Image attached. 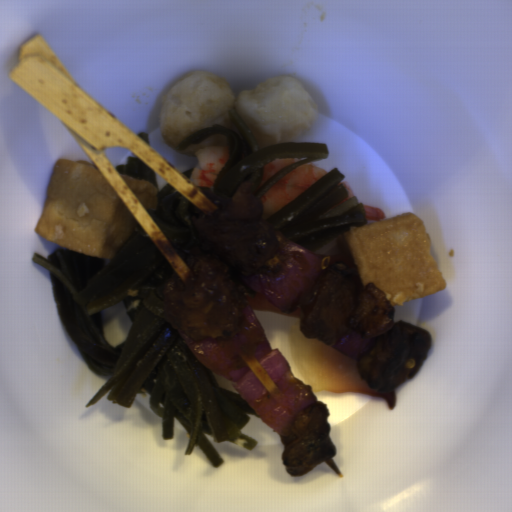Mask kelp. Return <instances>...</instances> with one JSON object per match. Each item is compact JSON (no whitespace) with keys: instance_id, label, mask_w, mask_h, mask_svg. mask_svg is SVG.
<instances>
[{"instance_id":"kelp-1","label":"kelp","mask_w":512,"mask_h":512,"mask_svg":"<svg viewBox=\"0 0 512 512\" xmlns=\"http://www.w3.org/2000/svg\"><path fill=\"white\" fill-rule=\"evenodd\" d=\"M31 262L48 271L59 316L87 367L109 376L86 407L107 393L126 408L137 394H150L163 441L173 440L176 418L190 435L185 455L198 445L216 468L224 459L205 435L248 451L258 444L242 430L249 415L260 416L239 393L219 387L214 371L167 323L165 293L178 275L140 225L112 259L57 246L47 258L32 253ZM120 302L133 325L114 347L102 336L100 311Z\"/></svg>"},{"instance_id":"kelp-5","label":"kelp","mask_w":512,"mask_h":512,"mask_svg":"<svg viewBox=\"0 0 512 512\" xmlns=\"http://www.w3.org/2000/svg\"><path fill=\"white\" fill-rule=\"evenodd\" d=\"M115 169L122 177L128 176L132 178L143 179L149 182L150 184L154 185L157 190L158 182L155 170L148 166L138 157H127L125 163L116 164Z\"/></svg>"},{"instance_id":"kelp-2","label":"kelp","mask_w":512,"mask_h":512,"mask_svg":"<svg viewBox=\"0 0 512 512\" xmlns=\"http://www.w3.org/2000/svg\"><path fill=\"white\" fill-rule=\"evenodd\" d=\"M228 114L241 137L233 128L218 125L197 131L176 147L184 150L187 146L203 143L212 136H224L227 139V162L211 186H197L216 207L229 202L243 184H252L256 191L262 181L264 167L271 161L302 159L275 173L263 183L256 192L259 199L292 171L310 162L328 159L327 143L285 142L259 149L250 129L235 109H229Z\"/></svg>"},{"instance_id":"kelp-6","label":"kelp","mask_w":512,"mask_h":512,"mask_svg":"<svg viewBox=\"0 0 512 512\" xmlns=\"http://www.w3.org/2000/svg\"><path fill=\"white\" fill-rule=\"evenodd\" d=\"M136 137L150 146L148 132L140 131L136 134Z\"/></svg>"},{"instance_id":"kelp-3","label":"kelp","mask_w":512,"mask_h":512,"mask_svg":"<svg viewBox=\"0 0 512 512\" xmlns=\"http://www.w3.org/2000/svg\"><path fill=\"white\" fill-rule=\"evenodd\" d=\"M345 176L333 169L265 219L276 237L279 234L312 253L346 230L367 224L359 197L342 202L349 195L340 184Z\"/></svg>"},{"instance_id":"kelp-4","label":"kelp","mask_w":512,"mask_h":512,"mask_svg":"<svg viewBox=\"0 0 512 512\" xmlns=\"http://www.w3.org/2000/svg\"><path fill=\"white\" fill-rule=\"evenodd\" d=\"M156 199V207L149 214L180 257L186 260L197 247L191 230L192 219L205 212L170 185L160 190Z\"/></svg>"},{"instance_id":"kelp-7","label":"kelp","mask_w":512,"mask_h":512,"mask_svg":"<svg viewBox=\"0 0 512 512\" xmlns=\"http://www.w3.org/2000/svg\"><path fill=\"white\" fill-rule=\"evenodd\" d=\"M192 173H193V168L192 169H189L187 171H184V172H181L182 176L188 178L191 180V177H192Z\"/></svg>"}]
</instances>
